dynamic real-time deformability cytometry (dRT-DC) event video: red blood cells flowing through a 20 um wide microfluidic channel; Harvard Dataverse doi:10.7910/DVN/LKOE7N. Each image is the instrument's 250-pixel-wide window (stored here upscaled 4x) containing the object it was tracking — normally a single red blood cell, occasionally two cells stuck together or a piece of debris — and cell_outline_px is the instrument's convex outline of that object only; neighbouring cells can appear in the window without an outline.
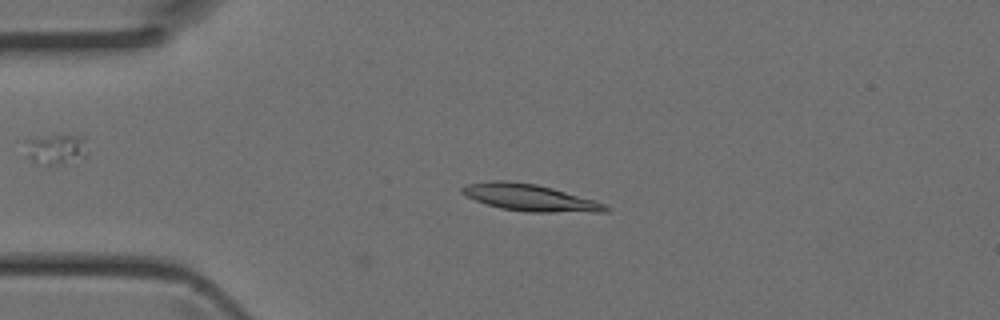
{"species": "Egyptian fruit bat (a non-hibernating species)", "species_latin": "Rousettus aegyptiacus", "temperature_condition": "room temperature", "stored_images_in_passage": 3, "camera_frame_rate_fps": 3000, "um_per_image_px": 0.085, "animal": {"sex": "female"}, "frame": {"image": 1, "passage_image": 1, "time_ms": 0.0, "image_size_px": [1000, 320], "cell_outline_px": [[608, 212], [528, 212], [500, 208], [464, 196], [460, 192], [460, 188], [468, 184], [488, 180], [504, 180], [536, 184], [552, 188], [596, 200], [608, 204]], "centroid_in_image_um": [45.04, 16.79], "position_along_channel_um": 40.0, "area_um2": 22.54}}